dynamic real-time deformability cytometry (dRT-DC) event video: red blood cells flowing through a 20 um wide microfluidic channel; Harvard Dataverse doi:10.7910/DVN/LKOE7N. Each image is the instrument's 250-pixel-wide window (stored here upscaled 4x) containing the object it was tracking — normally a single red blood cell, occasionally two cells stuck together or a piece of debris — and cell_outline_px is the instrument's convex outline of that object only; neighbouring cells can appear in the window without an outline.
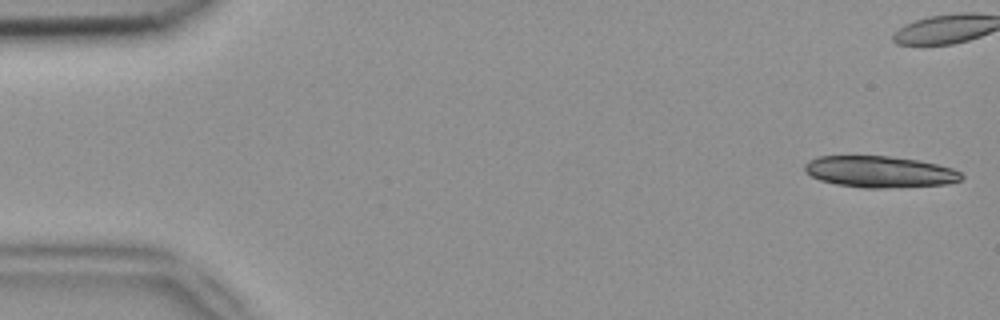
{"species": "common noctule bat (a hibernating species)", "species_latin": "Nyctalus noctula", "temperature_condition": "room temperature", "stored_images_in_passage": 6, "camera_frame_rate_fps": 3000, "um_per_image_px": 0.085, "animal": {"sex": "female", "body_mass_g": 18.4}, "frame": {"image": 1, "passage_image": 1, "time_ms": 0.0, "image_size_px": [1000, 320], "cell_outline_px": [[964, 176], [960, 180], [948, 184], [880, 188], [864, 188], [836, 184], [820, 180], [804, 172], [804, 164], [808, 160], [816, 156], [892, 156], [916, 160], [936, 164], [952, 168], [960, 172]], "centroid_in_image_um": [74.74, 14.59], "position_along_channel_um": 10.3, "area_um2": 28.73}}
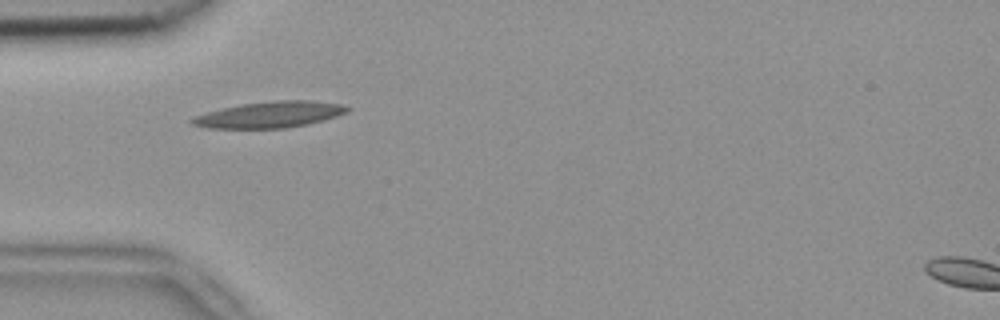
{"frame": {"image": 2, "passage_image": 6, "time_ms": 1.667, "image_size_px": [1000, 320], "cell_outline_px": [[352, 108], [348, 112], [324, 120], [308, 124], [284, 128], [208, 128], [192, 124], [188, 120], [196, 116], [208, 112], [240, 104], [276, 100], [312, 100], [340, 104]], "centroid_in_image_um": [22.97, 9.74], "position_along_channel_um": 62.0, "area_um2": 23.58}}